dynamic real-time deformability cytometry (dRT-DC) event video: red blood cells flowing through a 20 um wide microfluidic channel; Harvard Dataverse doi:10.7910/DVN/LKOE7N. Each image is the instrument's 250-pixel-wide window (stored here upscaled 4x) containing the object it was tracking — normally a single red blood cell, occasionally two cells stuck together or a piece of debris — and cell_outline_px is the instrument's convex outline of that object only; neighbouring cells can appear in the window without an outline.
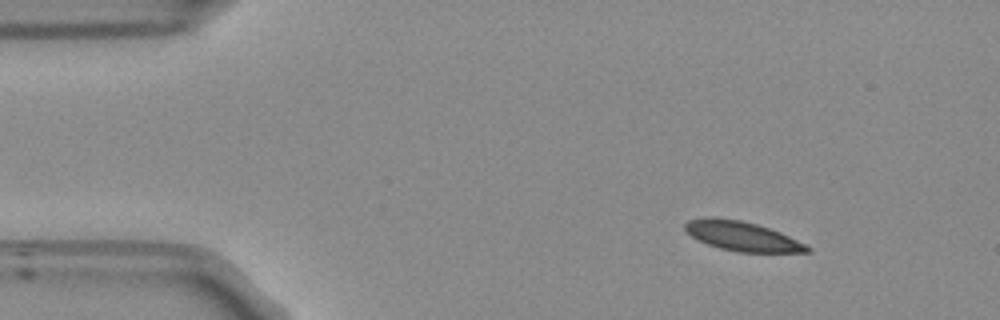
{"species": "Egyptian fruit bat (a non-hibernating species)", "species_latin": "Rousettus aegyptiacus", "temperature_condition": "room temperature", "stored_images_in_passage": 47, "camera_frame_rate_fps": 3000, "um_per_image_px": 0.085, "frame": {"image": 1, "passage_image": 1, "time_ms": 0.0, "image_size_px": [1000, 320], "cell_outline_px": [[812, 252], [740, 252], [720, 248], [708, 244], [692, 236], [684, 228], [684, 224], [688, 220], [704, 216], [716, 216], [740, 220], [756, 224], [780, 232], [812, 248]], "centroid_in_image_um": [63.05, 20.05], "position_along_channel_um": 22.0, "area_um2": 20.87}}
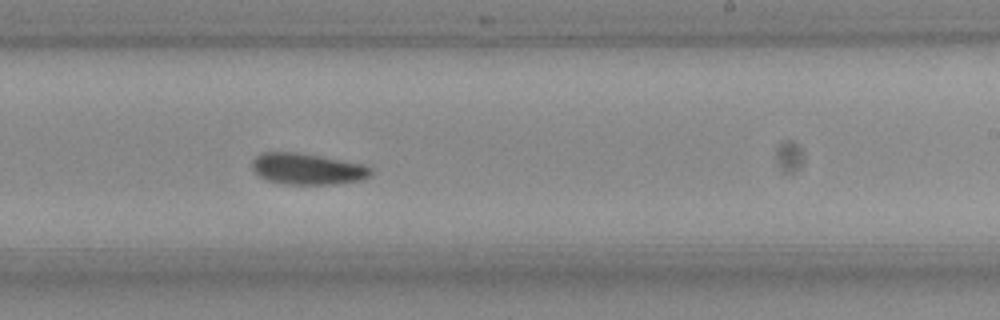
{"frame": {"image": 2, "passage_image": 26, "time_ms": 8.333, "image_size_px": [1000, 320], "cell_outline_px": [[372, 176], [364, 180], [336, 184], [284, 184], [264, 180], [256, 176], [252, 168], [252, 160], [256, 156], [264, 152], [296, 152], [364, 164], [372, 168]], "centroid_in_image_um": [26.12, 14.37], "position_along_channel_um": 262.9, "area_um2": 21.96}}
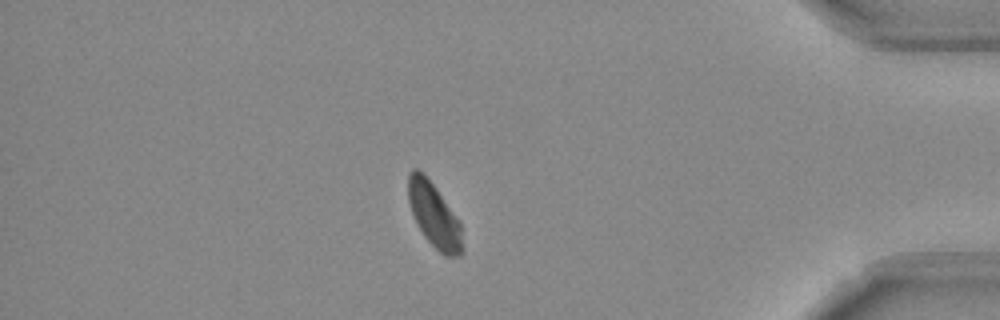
{"frame": {"image": 3, "passage_image": 40, "time_ms": 13.0, "image_size_px": [1000, 320], "cell_outline_px": [[464, 252], [460, 256], [448, 256], [440, 252], [424, 236], [412, 212], [408, 200], [408, 172], [412, 168], [416, 168], [424, 172], [436, 188], [460, 224]], "centroid_in_image_um": [36.89, 18.26], "position_along_channel_um": 398.3, "area_um2": 20.0}, "authors_computed_cell_mechanics": {"area_um2": 21.5594, "velocity_mm_per_s": 3.7802, "shape_relaxation_time_tau1_ms": 7.7737, "shape_relaxation_time_tau2_ms": null, "deformation_change_tau1": 0.1139, "deformation_change_tau2": null}}